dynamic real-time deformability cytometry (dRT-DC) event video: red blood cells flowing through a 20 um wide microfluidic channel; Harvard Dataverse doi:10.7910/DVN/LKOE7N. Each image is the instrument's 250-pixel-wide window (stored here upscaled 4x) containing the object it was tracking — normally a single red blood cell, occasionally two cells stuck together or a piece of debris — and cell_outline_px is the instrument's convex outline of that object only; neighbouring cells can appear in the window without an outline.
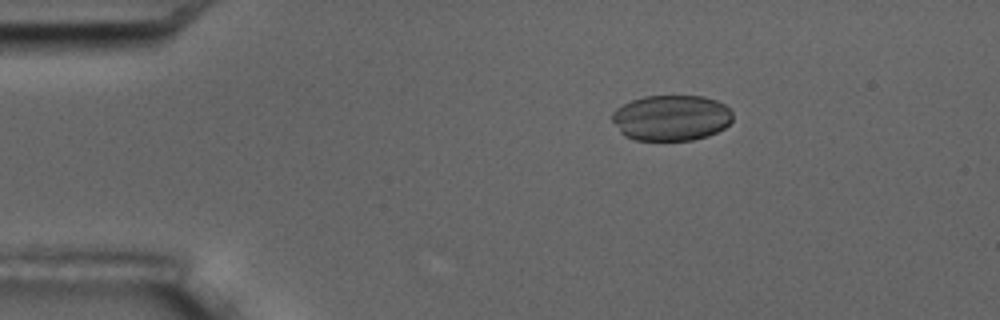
{"species": "common noctule bat (a hibernating species)", "species_latin": "Nyctalus noctula", "temperature_condition": "room temperature", "stored_images_in_passage": 5, "camera_frame_rate_fps": 3000, "um_per_image_px": 0.085, "animal": {"sex": "male", "body_mass_g": 17.5, "forearm_length_mm": 52.3}, "frame": {"image": 1, "passage_image": 3, "time_ms": 2.333, "image_size_px": [1000, 320], "cell_outline_px": [[732, 120], [724, 128], [708, 136], [692, 140], [636, 140], [624, 136], [620, 132], [612, 120], [612, 112], [616, 108], [632, 100], [644, 96], [704, 96], [716, 100], [724, 104], [732, 112]], "centroid_in_image_um": [57.05, 10.02], "position_along_channel_um": 27.9, "area_um2": 32.19}}